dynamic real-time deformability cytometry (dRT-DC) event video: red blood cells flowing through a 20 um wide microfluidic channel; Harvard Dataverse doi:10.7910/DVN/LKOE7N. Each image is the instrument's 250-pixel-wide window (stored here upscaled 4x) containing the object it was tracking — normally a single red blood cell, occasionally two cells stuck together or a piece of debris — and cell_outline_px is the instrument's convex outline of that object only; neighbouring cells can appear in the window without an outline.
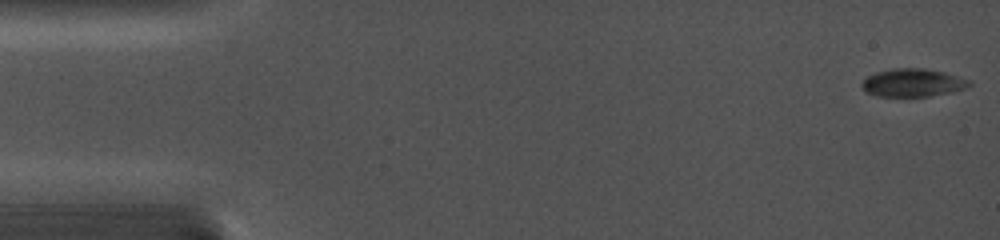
{"species": "common noctule bat (a hibernating species)", "species_latin": "Nyctalus noctula", "temperature_condition": "cold", "stored_images_in_passage": 81, "camera_frame_rate_fps": 5000, "um_per_image_px": 0.085, "animal": {"sex": "female", "body_mass_g": 19.0, "forearm_length_mm": 56.7}, "frame": {"image": 1, "passage_image": 1, "time_ms": 0.0, "image_size_px": [1000, 240], "cell_outline_px": [[972, 84], [968, 88], [928, 96], [876, 96], [864, 92], [860, 84], [868, 76], [876, 72], [892, 68], [924, 68], [944, 72], [972, 80]], "centroid_in_image_um": [77.58, 7.02], "position_along_channel_um": 7.4, "area_um2": 17.63}}
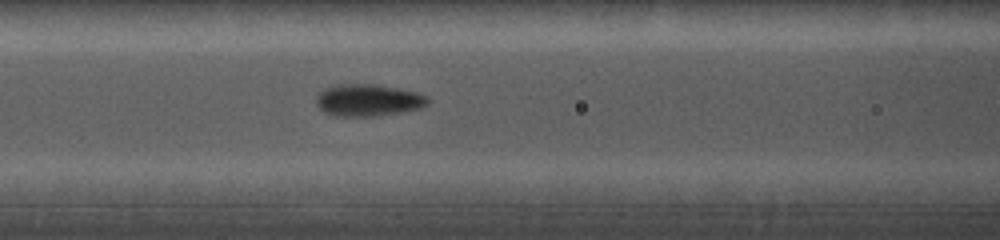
{"frame": {"image": 2, "passage_image": 29, "time_ms": 6.6, "image_size_px": [1000, 240], "cell_outline_px": [[428, 104], [420, 108], [400, 112], [376, 116], [332, 116], [324, 112], [316, 104], [316, 96], [324, 88], [336, 84], [376, 84], [416, 92], [428, 96]], "centroid_in_image_um": [31.26, 8.51], "position_along_channel_um": 135.3, "area_um2": 20.87}}
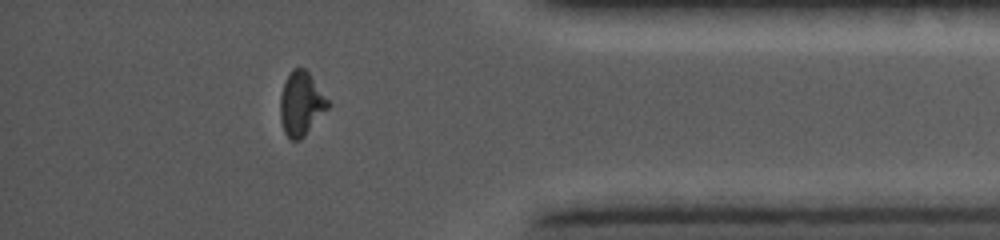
{"frame": {"image": 3, "passage_image": 71, "time_ms": 13.8, "image_size_px": [1000, 240], "cell_outline_px": [[332, 104], [304, 136], [300, 140], [292, 140], [284, 132], [280, 120], [280, 96], [284, 84], [292, 68], [304, 68], [308, 72]], "centroid_in_image_um": [25.6, 8.82], "position_along_channel_um": 409.6, "area_um2": 17.69}}